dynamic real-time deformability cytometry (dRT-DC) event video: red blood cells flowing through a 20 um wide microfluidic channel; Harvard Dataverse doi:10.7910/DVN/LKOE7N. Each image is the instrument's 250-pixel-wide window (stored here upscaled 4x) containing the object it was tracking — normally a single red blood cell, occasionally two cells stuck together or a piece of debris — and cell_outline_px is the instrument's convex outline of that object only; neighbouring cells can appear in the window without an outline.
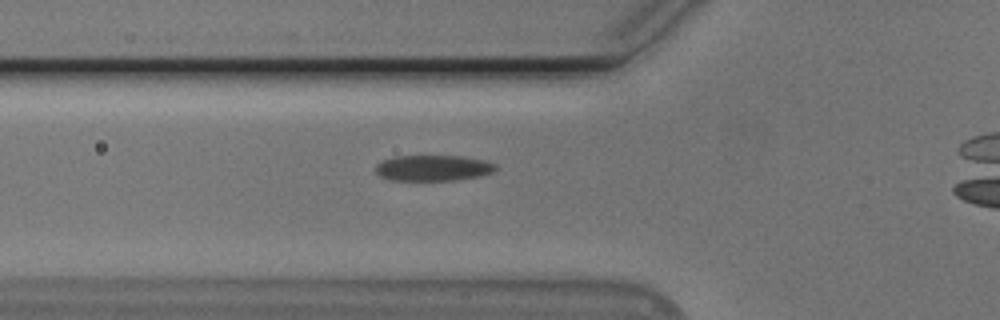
{"species": "Egyptian fruit bat (a non-hibernating species)", "species_latin": "Rousettus aegyptiacus", "temperature_condition": "cold", "stored_images_in_passage": 41, "camera_frame_rate_fps": 3000, "um_per_image_px": 0.085, "animal": {"sex": "male"}, "frame": {"image": 1, "passage_image": 12, "time_ms": 3.667, "image_size_px": [1000, 320], "cell_outline_px": [[496, 168], [492, 172], [480, 176], [456, 180], [388, 180], [380, 176], [376, 172], [376, 164], [384, 160], [396, 156], [464, 156], [484, 160], [496, 164]], "centroid_in_image_um": [36.82, 14.28], "position_along_channel_um": 89.0, "area_um2": 18.03}}
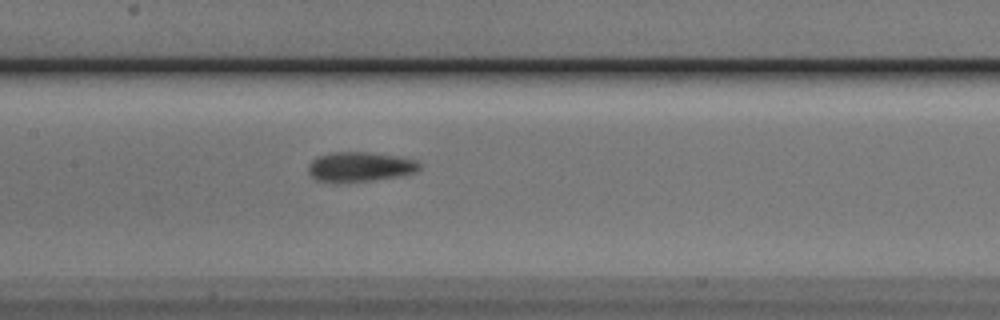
{"frame": {"image": 2, "passage_image": 19, "time_ms": 6.0, "image_size_px": [1000, 320], "cell_outline_px": [[420, 168], [416, 172], [400, 176], [372, 180], [316, 180], [308, 172], [308, 164], [316, 156], [332, 152], [368, 152], [400, 156], [416, 160], [420, 164]], "centroid_in_image_um": [30.63, 14.13], "position_along_channel_um": 176.8, "area_um2": 18.9}}
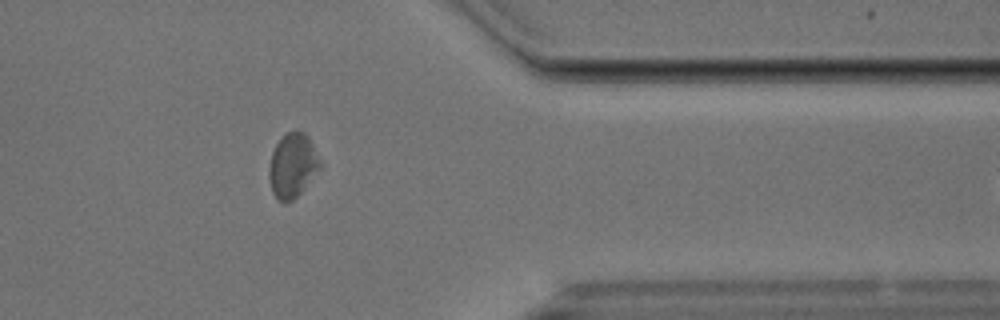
{"frame": {"image": 3, "passage_image": 37, "time_ms": 12.0, "image_size_px": [1000, 320], "cell_outline_px": [[320, 168], [300, 192], [292, 200], [284, 204], [276, 200], [272, 192], [268, 176], [268, 168], [272, 152], [276, 144], [288, 132], [296, 128], [304, 132], [308, 136], [320, 164]], "centroid_in_image_um": [24.81, 14.08], "position_along_channel_um": 386.6, "area_um2": 18.9}, "authors_computed_cell_mechanics": {"area_um2": 19.3052, "velocity_mm_per_s": 3.7482, "shape_relaxation_time_tau1_ms": 3.3859, "shape_relaxation_time_tau2_ms": 3.3871, "deformation_change_tau1": 0.0957, "deformation_change_tau2": 0.1134}}